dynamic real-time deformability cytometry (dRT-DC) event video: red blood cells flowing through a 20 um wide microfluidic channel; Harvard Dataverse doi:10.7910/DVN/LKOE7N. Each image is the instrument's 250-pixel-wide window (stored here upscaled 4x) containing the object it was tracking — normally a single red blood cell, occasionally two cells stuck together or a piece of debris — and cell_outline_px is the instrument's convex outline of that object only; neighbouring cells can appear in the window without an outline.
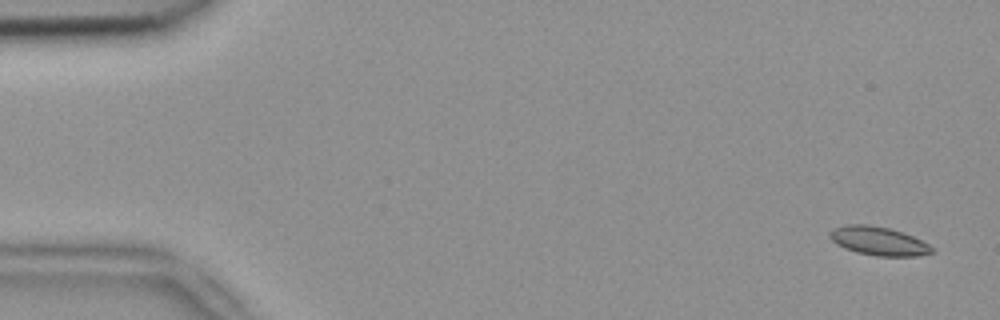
{"species": "common noctule bat (a hibernating species)", "species_latin": "Nyctalus noctula", "temperature_condition": "room temperature", "stored_images_in_passage": 4, "segment_of_instrument_passage": [2, 2], "camera_frame_rate_fps": 3000, "um_per_image_px": 0.085, "animal": {"sex": "female", "body_mass_g": 18.4}, "frame": {"image": 1, "passage_image": 4, "time_ms": 1.0, "image_size_px": [1000, 320], "cell_outline_px": [[932, 252], [916, 256], [876, 256], [856, 252], [844, 248], [836, 244], [828, 236], [836, 228], [848, 224], [868, 224], [888, 228], [904, 232], [928, 244], [932, 248]], "centroid_in_image_um": [74.66, 20.49], "position_along_channel_um": 10.3, "area_um2": 16.82}}